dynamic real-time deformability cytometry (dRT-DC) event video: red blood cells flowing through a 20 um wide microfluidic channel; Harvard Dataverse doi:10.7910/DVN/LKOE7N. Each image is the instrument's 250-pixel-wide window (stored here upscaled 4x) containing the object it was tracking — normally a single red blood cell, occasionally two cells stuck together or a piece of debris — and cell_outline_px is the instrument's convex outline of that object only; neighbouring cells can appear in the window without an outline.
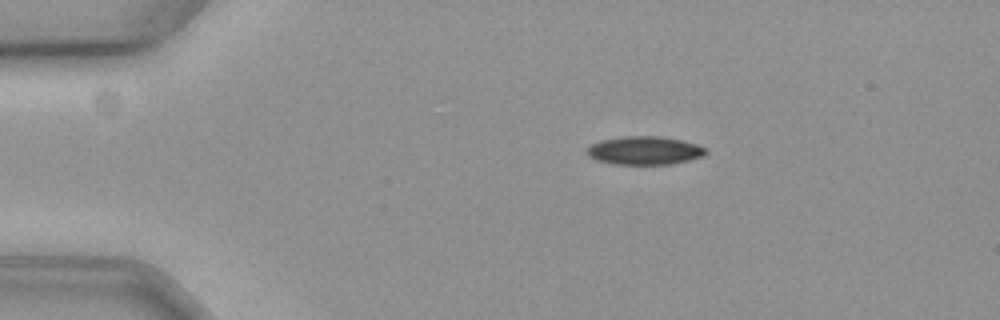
{"species": "common noctule bat (a hibernating species)", "species_latin": "Nyctalus noctula", "temperature_condition": "cold", "stored_images_in_passage": 48, "camera_frame_rate_fps": 3000, "um_per_image_px": 0.085, "animal": {"sex": "female", "body_mass_g": 19.3, "forearm_length_mm": 54.1}, "frame": {"image": 1, "passage_image": 1, "time_ms": 0.0, "image_size_px": [1000, 320], "cell_outline_px": [[708, 152], [704, 156], [672, 164], [612, 164], [596, 160], [588, 156], [584, 152], [592, 144], [600, 140], [624, 136], [660, 136], [684, 140], [708, 148]], "centroid_in_image_um": [54.8, 12.79], "position_along_channel_um": 30.2, "area_um2": 19.88}}
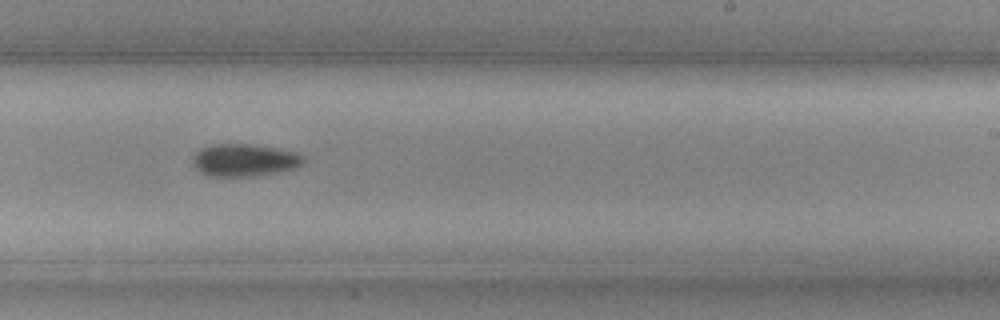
{"frame": {"image": 2, "passage_image": 26, "time_ms": 8.333, "image_size_px": [1000, 320], "cell_outline_px": [[304, 160], [300, 164], [292, 168], [276, 172], [248, 176], [212, 176], [200, 172], [192, 164], [192, 156], [200, 148], [212, 144], [256, 144], [296, 152]], "centroid_in_image_um": [20.69, 13.59], "position_along_channel_um": 268.3, "area_um2": 20.69}}
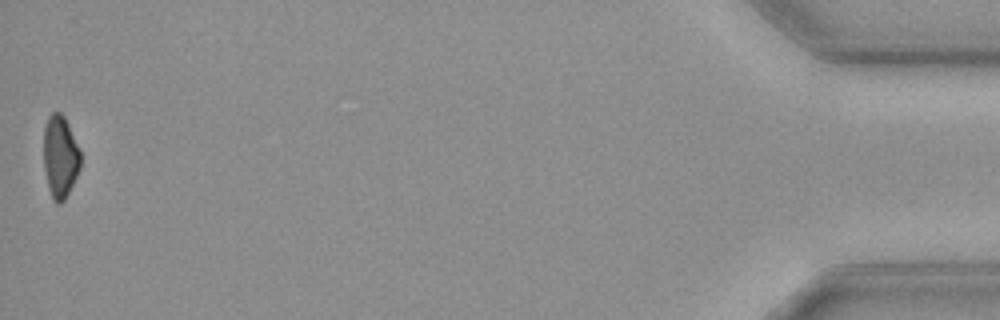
{"frame": {"image": 3, "passage_image": 48, "time_ms": 15.667, "image_size_px": [1000, 320], "cell_outline_px": [[80, 168], [64, 200], [60, 204], [56, 204], [52, 200], [48, 188], [44, 168], [44, 128], [48, 116], [52, 112], [60, 112], [64, 116], [80, 148]], "centroid_in_image_um": [5.11, 13.31], "position_along_channel_um": 430.1, "area_um2": 17.74}}